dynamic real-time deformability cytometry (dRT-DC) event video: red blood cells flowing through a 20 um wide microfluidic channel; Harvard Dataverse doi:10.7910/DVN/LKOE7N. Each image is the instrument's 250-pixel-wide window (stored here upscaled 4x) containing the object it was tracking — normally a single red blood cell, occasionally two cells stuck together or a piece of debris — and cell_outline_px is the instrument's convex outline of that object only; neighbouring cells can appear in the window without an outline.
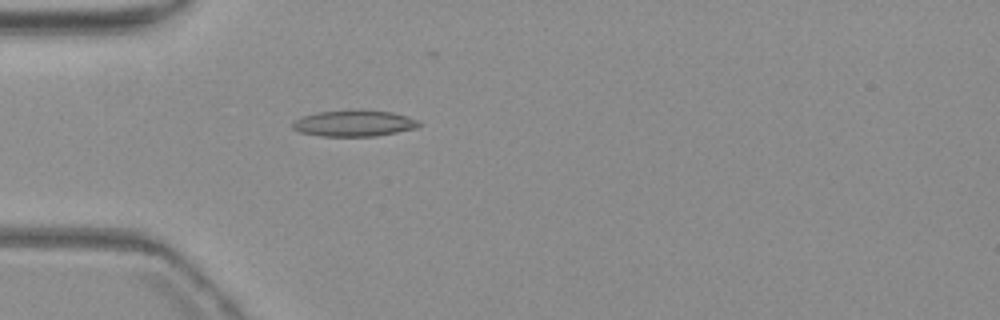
{"species": "common noctule bat (a hibernating species)", "species_latin": "Nyctalus noctula", "temperature_condition": "warm", "stored_images_in_passage": 4, "camera_frame_rate_fps": 3000, "um_per_image_px": 0.085, "animal": {"sex": "female", "body_mass_g": 19.3, "forearm_length_mm": 54.1}, "frame": {"image": 1, "passage_image": 4, "time_ms": 3.667, "image_size_px": [1000, 320], "cell_outline_px": [[420, 124], [416, 128], [376, 136], [320, 136], [300, 132], [292, 128], [292, 120], [316, 112], [392, 112], [408, 116], [420, 120]], "centroid_in_image_um": [30.08, 10.52], "position_along_channel_um": 54.9, "area_um2": 18.67}}